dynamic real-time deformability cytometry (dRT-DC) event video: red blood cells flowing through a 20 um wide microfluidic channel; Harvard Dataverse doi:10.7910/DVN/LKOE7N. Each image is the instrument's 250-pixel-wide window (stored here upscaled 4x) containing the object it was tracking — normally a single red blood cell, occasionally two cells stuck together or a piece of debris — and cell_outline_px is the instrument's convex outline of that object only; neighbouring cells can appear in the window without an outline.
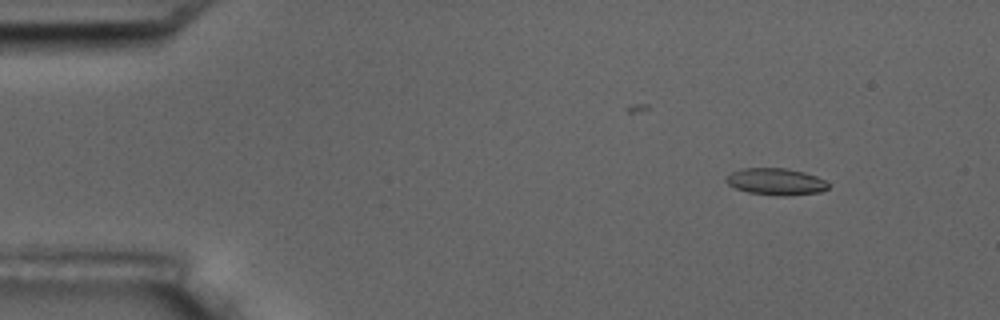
{"species": "common noctule bat (a hibernating species)", "species_latin": "Nyctalus noctula", "temperature_condition": "room temperature", "stored_images_in_passage": 7, "camera_frame_rate_fps": 3000, "um_per_image_px": 0.085, "animal": {"sex": "male", "body_mass_g": 17.5, "forearm_length_mm": 52.3}, "frame": {"image": 1, "passage_image": 3, "time_ms": 3.0, "image_size_px": [1000, 320], "cell_outline_px": [[828, 188], [820, 192], [784, 196], [748, 192], [736, 188], [728, 184], [724, 180], [724, 176], [732, 172], [744, 168], [788, 168], [804, 172], [816, 176], [824, 180], [828, 184]], "centroid_in_image_um": [65.92, 15.43], "position_along_channel_um": 19.1, "area_um2": 15.9}}
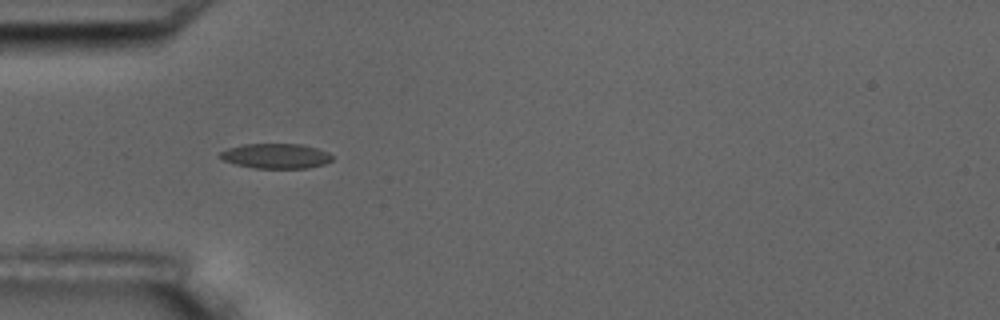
{"frame": {"image": 2, "passage_image": 6, "time_ms": 6.667, "image_size_px": [1000, 320], "cell_outline_px": [[332, 160], [324, 164], [308, 168], [256, 168], [236, 164], [224, 160], [216, 156], [220, 152], [228, 148], [244, 144], [300, 144], [316, 148], [328, 152], [332, 156]], "centroid_in_image_um": [23.43, 13.26], "position_along_channel_um": 61.6, "area_um2": 16.24}}